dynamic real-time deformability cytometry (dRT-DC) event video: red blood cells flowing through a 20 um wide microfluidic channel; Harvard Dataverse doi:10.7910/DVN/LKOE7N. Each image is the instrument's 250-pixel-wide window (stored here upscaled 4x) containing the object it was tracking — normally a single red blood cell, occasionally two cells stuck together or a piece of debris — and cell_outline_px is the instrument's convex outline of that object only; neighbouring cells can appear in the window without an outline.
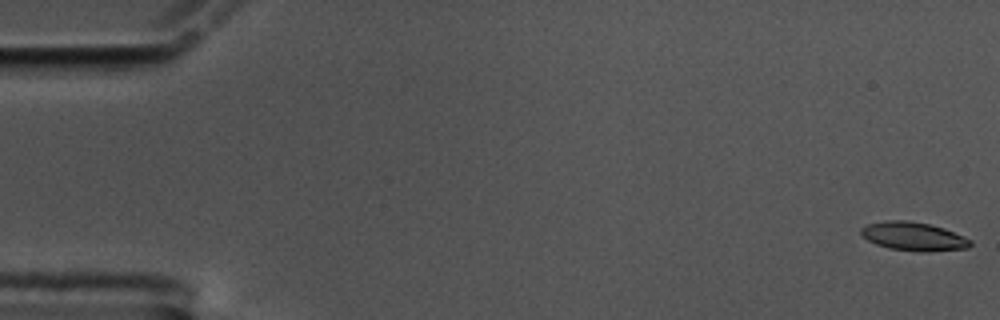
{"species": "common noctule bat (a hibernating species)", "species_latin": "Nyctalus noctula", "temperature_condition": "cold", "stored_images_in_passage": 59, "camera_frame_rate_fps": 3000, "um_per_image_px": 0.085, "animal": {"sex": "male", "body_mass_g": 17.5, "forearm_length_mm": 52.3}, "frame": {"image": 1, "passage_image": 1, "time_ms": 0.0, "image_size_px": [1000, 320], "cell_outline_px": [[972, 244], [968, 248], [928, 252], [888, 248], [876, 244], [868, 240], [860, 232], [860, 228], [868, 224], [888, 220], [908, 220], [928, 224], [944, 228], [964, 236], [972, 240]], "centroid_in_image_um": [77.68, 20.09], "position_along_channel_um": 7.3, "area_um2": 18.15}}
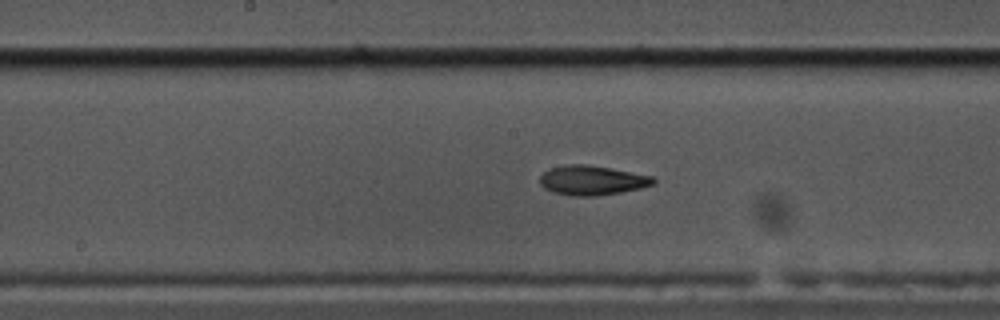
{"frame": {"image": 2, "passage_image": 30, "time_ms": 9.667, "image_size_px": [1000, 320], "cell_outline_px": [[656, 180], [652, 184], [640, 188], [620, 192], [596, 196], [572, 196], [552, 192], [544, 188], [540, 184], [540, 176], [548, 168], [568, 164], [588, 164], [612, 168], [656, 176]], "centroid_in_image_um": [50.32, 15.31], "position_along_channel_um": 197.9, "area_um2": 19.77}}
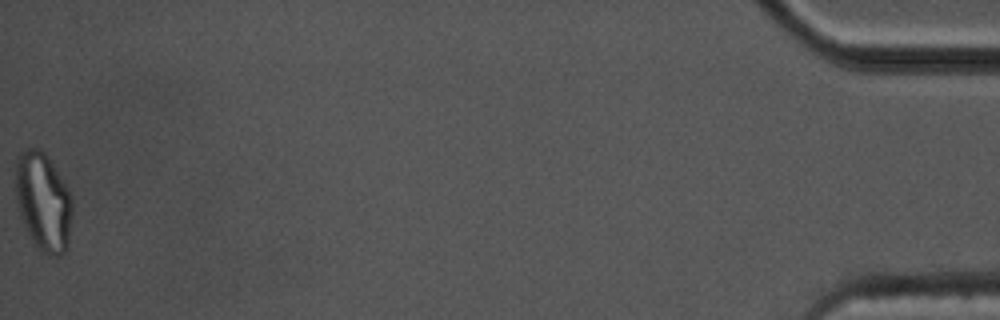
{"frame": {"image": 3, "passage_image": 59, "time_ms": 19.333, "image_size_px": [1000, 320], "cell_outline_px": [[72, 216], [68, 248], [60, 256], [52, 256], [36, 248], [24, 228], [20, 216], [16, 200], [16, 160], [20, 152], [28, 148], [40, 148], [48, 156], [68, 188], [72, 196]], "centroid_in_image_um": [3.68, 17.17], "position_along_channel_um": 431.5, "area_um2": 33.06}, "authors_computed_cell_mechanics": {"area_um2": 18.785, "velocity_mm_per_s": 3.4433, "shape_relaxation_time_tau1_ms": 8.335, "shape_relaxation_time_tau2_ms": 3.0658, "deformation_change_tau1": 0.2597, "deformation_change_tau2": 0.1008}}